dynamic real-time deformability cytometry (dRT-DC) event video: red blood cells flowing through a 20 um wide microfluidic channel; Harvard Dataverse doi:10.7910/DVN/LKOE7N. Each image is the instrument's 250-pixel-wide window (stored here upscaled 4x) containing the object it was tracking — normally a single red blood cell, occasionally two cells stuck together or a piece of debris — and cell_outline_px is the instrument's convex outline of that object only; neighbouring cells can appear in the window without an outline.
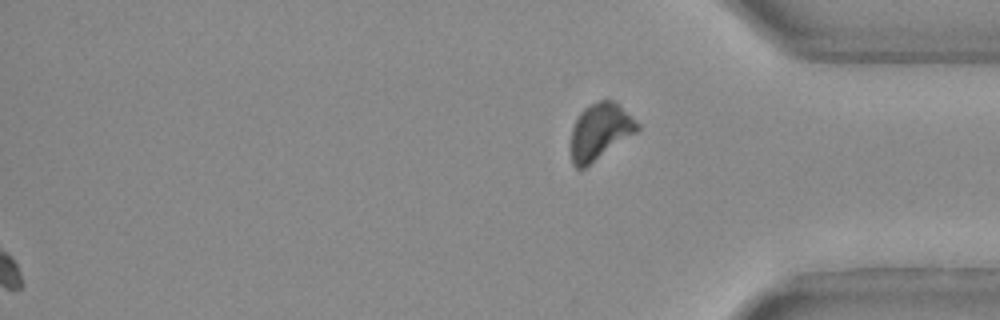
{"species": "Egyptian fruit bat (a non-hibernating species)", "species_latin": "Rousettus aegyptiacus", "temperature_condition": "warm", "stored_images_in_passage": 23, "segment_of_instrument_passage": [2, 2], "camera_frame_rate_fps": 3000, "um_per_image_px": 0.085, "animal": {"sex": "female"}, "frame": {"image": 1, "passage_image": 23, "time_ms": 7.333, "image_size_px": [1000, 320], "cell_outline_px": [[640, 128], [636, 132], [584, 168], [576, 168], [572, 164], [572, 128], [580, 112], [584, 108], [600, 100], [616, 100], [640, 124]], "centroid_in_image_um": [51.02, 11.14], "position_along_channel_um": 384.2, "area_um2": 21.5}}